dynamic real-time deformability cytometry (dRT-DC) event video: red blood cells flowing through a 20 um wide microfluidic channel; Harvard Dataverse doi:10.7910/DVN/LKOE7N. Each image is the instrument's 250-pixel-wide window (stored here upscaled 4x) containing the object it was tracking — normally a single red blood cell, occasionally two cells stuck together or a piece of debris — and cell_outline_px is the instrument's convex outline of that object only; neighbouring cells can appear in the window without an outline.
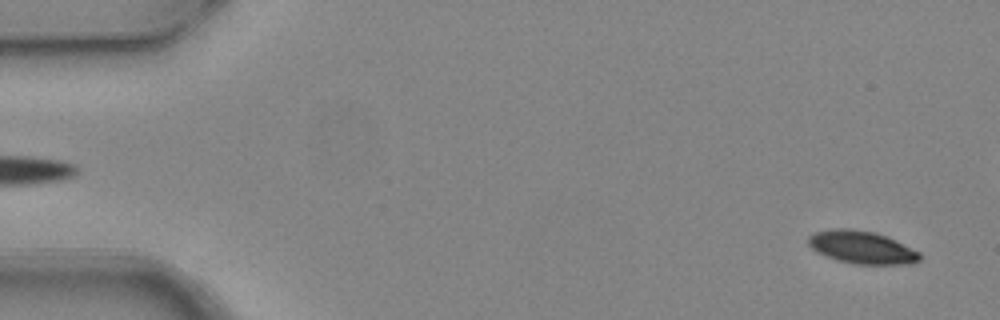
{"species": "common noctule bat (a hibernating species)", "species_latin": "Nyctalus noctula", "temperature_condition": "warm", "stored_images_in_passage": 5, "segment_of_instrument_passage": [2, 2], "camera_frame_rate_fps": 3000, "um_per_image_px": 0.085, "animal": {"sex": "female", "body_mass_g": 24.6, "forearm_length_mm": 56.2}, "frame": {"image": 1, "passage_image": 5, "time_ms": 1.333, "image_size_px": [1000, 320], "cell_outline_px": [[920, 260], [912, 264], [856, 264], [836, 260], [816, 252], [808, 244], [808, 236], [816, 232], [832, 228], [848, 228], [876, 232], [888, 236], [920, 252]], "centroid_in_image_um": [73.26, 21.01], "position_along_channel_um": 11.7, "area_um2": 21.44}}